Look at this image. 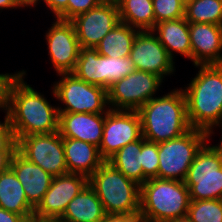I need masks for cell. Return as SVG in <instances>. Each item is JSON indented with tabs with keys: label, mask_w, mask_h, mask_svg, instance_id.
Listing matches in <instances>:
<instances>
[{
	"label": "cell",
	"mask_w": 222,
	"mask_h": 222,
	"mask_svg": "<svg viewBox=\"0 0 222 222\" xmlns=\"http://www.w3.org/2000/svg\"><path fill=\"white\" fill-rule=\"evenodd\" d=\"M26 71L12 82L8 117L16 140L32 134H51L59 130L58 106L49 104L44 95L24 81Z\"/></svg>",
	"instance_id": "1"
},
{
	"label": "cell",
	"mask_w": 222,
	"mask_h": 222,
	"mask_svg": "<svg viewBox=\"0 0 222 222\" xmlns=\"http://www.w3.org/2000/svg\"><path fill=\"white\" fill-rule=\"evenodd\" d=\"M195 67L198 73L183 89L187 117L191 128L205 131L210 140L213 128L222 125V65Z\"/></svg>",
	"instance_id": "2"
},
{
	"label": "cell",
	"mask_w": 222,
	"mask_h": 222,
	"mask_svg": "<svg viewBox=\"0 0 222 222\" xmlns=\"http://www.w3.org/2000/svg\"><path fill=\"white\" fill-rule=\"evenodd\" d=\"M145 140L161 143L176 138L191 129L187 117V102L183 89L152 98L137 110Z\"/></svg>",
	"instance_id": "3"
},
{
	"label": "cell",
	"mask_w": 222,
	"mask_h": 222,
	"mask_svg": "<svg viewBox=\"0 0 222 222\" xmlns=\"http://www.w3.org/2000/svg\"><path fill=\"white\" fill-rule=\"evenodd\" d=\"M189 188L184 181L152 178L140 186L142 222H166L187 216Z\"/></svg>",
	"instance_id": "4"
},
{
	"label": "cell",
	"mask_w": 222,
	"mask_h": 222,
	"mask_svg": "<svg viewBox=\"0 0 222 222\" xmlns=\"http://www.w3.org/2000/svg\"><path fill=\"white\" fill-rule=\"evenodd\" d=\"M106 214H139L140 186L105 161L89 178Z\"/></svg>",
	"instance_id": "5"
},
{
	"label": "cell",
	"mask_w": 222,
	"mask_h": 222,
	"mask_svg": "<svg viewBox=\"0 0 222 222\" xmlns=\"http://www.w3.org/2000/svg\"><path fill=\"white\" fill-rule=\"evenodd\" d=\"M207 141L205 131L191 128L179 137L158 143V178L184 181L198 151Z\"/></svg>",
	"instance_id": "6"
},
{
	"label": "cell",
	"mask_w": 222,
	"mask_h": 222,
	"mask_svg": "<svg viewBox=\"0 0 222 222\" xmlns=\"http://www.w3.org/2000/svg\"><path fill=\"white\" fill-rule=\"evenodd\" d=\"M57 76L61 78L54 82L52 93L64 104V108L58 106L59 112L98 114L110 110L104 87L86 83L73 73H60Z\"/></svg>",
	"instance_id": "7"
},
{
	"label": "cell",
	"mask_w": 222,
	"mask_h": 222,
	"mask_svg": "<svg viewBox=\"0 0 222 222\" xmlns=\"http://www.w3.org/2000/svg\"><path fill=\"white\" fill-rule=\"evenodd\" d=\"M184 183L190 200L222 199V160L207 142L190 165Z\"/></svg>",
	"instance_id": "8"
},
{
	"label": "cell",
	"mask_w": 222,
	"mask_h": 222,
	"mask_svg": "<svg viewBox=\"0 0 222 222\" xmlns=\"http://www.w3.org/2000/svg\"><path fill=\"white\" fill-rule=\"evenodd\" d=\"M163 80L158 75L134 70L107 89L110 109L137 111L156 96Z\"/></svg>",
	"instance_id": "9"
},
{
	"label": "cell",
	"mask_w": 222,
	"mask_h": 222,
	"mask_svg": "<svg viewBox=\"0 0 222 222\" xmlns=\"http://www.w3.org/2000/svg\"><path fill=\"white\" fill-rule=\"evenodd\" d=\"M17 151L53 177L68 173L63 137L59 132L21 137L17 141Z\"/></svg>",
	"instance_id": "10"
},
{
	"label": "cell",
	"mask_w": 222,
	"mask_h": 222,
	"mask_svg": "<svg viewBox=\"0 0 222 222\" xmlns=\"http://www.w3.org/2000/svg\"><path fill=\"white\" fill-rule=\"evenodd\" d=\"M142 137L140 116L137 111L109 110L105 113L102 140L99 153L108 161L125 145Z\"/></svg>",
	"instance_id": "11"
},
{
	"label": "cell",
	"mask_w": 222,
	"mask_h": 222,
	"mask_svg": "<svg viewBox=\"0 0 222 222\" xmlns=\"http://www.w3.org/2000/svg\"><path fill=\"white\" fill-rule=\"evenodd\" d=\"M80 47L96 48L103 37L120 21L115 0H104L98 6L71 20Z\"/></svg>",
	"instance_id": "12"
},
{
	"label": "cell",
	"mask_w": 222,
	"mask_h": 222,
	"mask_svg": "<svg viewBox=\"0 0 222 222\" xmlns=\"http://www.w3.org/2000/svg\"><path fill=\"white\" fill-rule=\"evenodd\" d=\"M87 185L88 178L80 174L67 173L53 177L49 189L34 209L33 218L57 221L68 203Z\"/></svg>",
	"instance_id": "13"
},
{
	"label": "cell",
	"mask_w": 222,
	"mask_h": 222,
	"mask_svg": "<svg viewBox=\"0 0 222 222\" xmlns=\"http://www.w3.org/2000/svg\"><path fill=\"white\" fill-rule=\"evenodd\" d=\"M45 40L52 66L57 74L72 73L80 53V45L71 21L55 18Z\"/></svg>",
	"instance_id": "14"
},
{
	"label": "cell",
	"mask_w": 222,
	"mask_h": 222,
	"mask_svg": "<svg viewBox=\"0 0 222 222\" xmlns=\"http://www.w3.org/2000/svg\"><path fill=\"white\" fill-rule=\"evenodd\" d=\"M135 70L149 72L162 79L174 74L175 62L152 31H139L130 52ZM165 76V77H164Z\"/></svg>",
	"instance_id": "15"
},
{
	"label": "cell",
	"mask_w": 222,
	"mask_h": 222,
	"mask_svg": "<svg viewBox=\"0 0 222 222\" xmlns=\"http://www.w3.org/2000/svg\"><path fill=\"white\" fill-rule=\"evenodd\" d=\"M191 61L198 65H222V25L189 22Z\"/></svg>",
	"instance_id": "16"
},
{
	"label": "cell",
	"mask_w": 222,
	"mask_h": 222,
	"mask_svg": "<svg viewBox=\"0 0 222 222\" xmlns=\"http://www.w3.org/2000/svg\"><path fill=\"white\" fill-rule=\"evenodd\" d=\"M105 113L59 112V130L63 138L85 141L99 148L102 140Z\"/></svg>",
	"instance_id": "17"
},
{
	"label": "cell",
	"mask_w": 222,
	"mask_h": 222,
	"mask_svg": "<svg viewBox=\"0 0 222 222\" xmlns=\"http://www.w3.org/2000/svg\"><path fill=\"white\" fill-rule=\"evenodd\" d=\"M10 168L21 182L29 204L35 209L49 189L53 176L18 151L12 156Z\"/></svg>",
	"instance_id": "18"
},
{
	"label": "cell",
	"mask_w": 222,
	"mask_h": 222,
	"mask_svg": "<svg viewBox=\"0 0 222 222\" xmlns=\"http://www.w3.org/2000/svg\"><path fill=\"white\" fill-rule=\"evenodd\" d=\"M66 167L68 173L89 178L105 161L97 146L85 141L63 138Z\"/></svg>",
	"instance_id": "19"
},
{
	"label": "cell",
	"mask_w": 222,
	"mask_h": 222,
	"mask_svg": "<svg viewBox=\"0 0 222 222\" xmlns=\"http://www.w3.org/2000/svg\"><path fill=\"white\" fill-rule=\"evenodd\" d=\"M152 32L173 60L174 53H180L191 60L189 22L184 17L159 22Z\"/></svg>",
	"instance_id": "20"
},
{
	"label": "cell",
	"mask_w": 222,
	"mask_h": 222,
	"mask_svg": "<svg viewBox=\"0 0 222 222\" xmlns=\"http://www.w3.org/2000/svg\"><path fill=\"white\" fill-rule=\"evenodd\" d=\"M105 215L100 199L88 184L68 203L56 222H100Z\"/></svg>",
	"instance_id": "21"
},
{
	"label": "cell",
	"mask_w": 222,
	"mask_h": 222,
	"mask_svg": "<svg viewBox=\"0 0 222 222\" xmlns=\"http://www.w3.org/2000/svg\"><path fill=\"white\" fill-rule=\"evenodd\" d=\"M0 208L24 216L27 220L34 216V208L29 204L23 186L11 168L0 173Z\"/></svg>",
	"instance_id": "22"
},
{
	"label": "cell",
	"mask_w": 222,
	"mask_h": 222,
	"mask_svg": "<svg viewBox=\"0 0 222 222\" xmlns=\"http://www.w3.org/2000/svg\"><path fill=\"white\" fill-rule=\"evenodd\" d=\"M72 73L86 83L98 85L107 90L106 56L99 55L95 48L80 47Z\"/></svg>",
	"instance_id": "23"
},
{
	"label": "cell",
	"mask_w": 222,
	"mask_h": 222,
	"mask_svg": "<svg viewBox=\"0 0 222 222\" xmlns=\"http://www.w3.org/2000/svg\"><path fill=\"white\" fill-rule=\"evenodd\" d=\"M138 32V29L120 22L103 37L95 49L101 56L113 58L130 56Z\"/></svg>",
	"instance_id": "24"
},
{
	"label": "cell",
	"mask_w": 222,
	"mask_h": 222,
	"mask_svg": "<svg viewBox=\"0 0 222 222\" xmlns=\"http://www.w3.org/2000/svg\"><path fill=\"white\" fill-rule=\"evenodd\" d=\"M142 137L118 150L107 162L139 186L147 181L143 175Z\"/></svg>",
	"instance_id": "25"
},
{
	"label": "cell",
	"mask_w": 222,
	"mask_h": 222,
	"mask_svg": "<svg viewBox=\"0 0 222 222\" xmlns=\"http://www.w3.org/2000/svg\"><path fill=\"white\" fill-rule=\"evenodd\" d=\"M120 21L139 31H152L155 15L152 0H115Z\"/></svg>",
	"instance_id": "26"
},
{
	"label": "cell",
	"mask_w": 222,
	"mask_h": 222,
	"mask_svg": "<svg viewBox=\"0 0 222 222\" xmlns=\"http://www.w3.org/2000/svg\"><path fill=\"white\" fill-rule=\"evenodd\" d=\"M184 18L191 23L222 25V0H188Z\"/></svg>",
	"instance_id": "27"
},
{
	"label": "cell",
	"mask_w": 222,
	"mask_h": 222,
	"mask_svg": "<svg viewBox=\"0 0 222 222\" xmlns=\"http://www.w3.org/2000/svg\"><path fill=\"white\" fill-rule=\"evenodd\" d=\"M187 216L193 222H222V199L191 200Z\"/></svg>",
	"instance_id": "28"
},
{
	"label": "cell",
	"mask_w": 222,
	"mask_h": 222,
	"mask_svg": "<svg viewBox=\"0 0 222 222\" xmlns=\"http://www.w3.org/2000/svg\"><path fill=\"white\" fill-rule=\"evenodd\" d=\"M155 15V25L166 20H174L184 17V0H152Z\"/></svg>",
	"instance_id": "29"
},
{
	"label": "cell",
	"mask_w": 222,
	"mask_h": 222,
	"mask_svg": "<svg viewBox=\"0 0 222 222\" xmlns=\"http://www.w3.org/2000/svg\"><path fill=\"white\" fill-rule=\"evenodd\" d=\"M107 68V89L116 81L128 76L135 70L133 61L130 56L122 58H113L106 56Z\"/></svg>",
	"instance_id": "30"
},
{
	"label": "cell",
	"mask_w": 222,
	"mask_h": 222,
	"mask_svg": "<svg viewBox=\"0 0 222 222\" xmlns=\"http://www.w3.org/2000/svg\"><path fill=\"white\" fill-rule=\"evenodd\" d=\"M142 167L143 175L149 180L152 178H158V167H159V157H158V143L150 142L144 139L142 136Z\"/></svg>",
	"instance_id": "31"
},
{
	"label": "cell",
	"mask_w": 222,
	"mask_h": 222,
	"mask_svg": "<svg viewBox=\"0 0 222 222\" xmlns=\"http://www.w3.org/2000/svg\"><path fill=\"white\" fill-rule=\"evenodd\" d=\"M103 1L104 0H68L67 8L57 17V19L71 21L76 16L86 13Z\"/></svg>",
	"instance_id": "32"
},
{
	"label": "cell",
	"mask_w": 222,
	"mask_h": 222,
	"mask_svg": "<svg viewBox=\"0 0 222 222\" xmlns=\"http://www.w3.org/2000/svg\"><path fill=\"white\" fill-rule=\"evenodd\" d=\"M0 151H17V140L9 123L8 113L0 121Z\"/></svg>",
	"instance_id": "33"
},
{
	"label": "cell",
	"mask_w": 222,
	"mask_h": 222,
	"mask_svg": "<svg viewBox=\"0 0 222 222\" xmlns=\"http://www.w3.org/2000/svg\"><path fill=\"white\" fill-rule=\"evenodd\" d=\"M21 72L22 71H18L15 72V74H0V110H4V113H8L9 91L11 84Z\"/></svg>",
	"instance_id": "34"
},
{
	"label": "cell",
	"mask_w": 222,
	"mask_h": 222,
	"mask_svg": "<svg viewBox=\"0 0 222 222\" xmlns=\"http://www.w3.org/2000/svg\"><path fill=\"white\" fill-rule=\"evenodd\" d=\"M100 222H142L139 214H106Z\"/></svg>",
	"instance_id": "35"
},
{
	"label": "cell",
	"mask_w": 222,
	"mask_h": 222,
	"mask_svg": "<svg viewBox=\"0 0 222 222\" xmlns=\"http://www.w3.org/2000/svg\"><path fill=\"white\" fill-rule=\"evenodd\" d=\"M43 2L54 14V18H57L68 5V0H43Z\"/></svg>",
	"instance_id": "36"
},
{
	"label": "cell",
	"mask_w": 222,
	"mask_h": 222,
	"mask_svg": "<svg viewBox=\"0 0 222 222\" xmlns=\"http://www.w3.org/2000/svg\"><path fill=\"white\" fill-rule=\"evenodd\" d=\"M24 216L0 208V222H26Z\"/></svg>",
	"instance_id": "37"
},
{
	"label": "cell",
	"mask_w": 222,
	"mask_h": 222,
	"mask_svg": "<svg viewBox=\"0 0 222 222\" xmlns=\"http://www.w3.org/2000/svg\"><path fill=\"white\" fill-rule=\"evenodd\" d=\"M15 152L16 151H0V173L10 168L11 159Z\"/></svg>",
	"instance_id": "38"
},
{
	"label": "cell",
	"mask_w": 222,
	"mask_h": 222,
	"mask_svg": "<svg viewBox=\"0 0 222 222\" xmlns=\"http://www.w3.org/2000/svg\"><path fill=\"white\" fill-rule=\"evenodd\" d=\"M17 8H22V7H36L39 3L40 0H13Z\"/></svg>",
	"instance_id": "39"
},
{
	"label": "cell",
	"mask_w": 222,
	"mask_h": 222,
	"mask_svg": "<svg viewBox=\"0 0 222 222\" xmlns=\"http://www.w3.org/2000/svg\"><path fill=\"white\" fill-rule=\"evenodd\" d=\"M4 8L16 10L17 7L13 0H0V10H3Z\"/></svg>",
	"instance_id": "40"
},
{
	"label": "cell",
	"mask_w": 222,
	"mask_h": 222,
	"mask_svg": "<svg viewBox=\"0 0 222 222\" xmlns=\"http://www.w3.org/2000/svg\"><path fill=\"white\" fill-rule=\"evenodd\" d=\"M222 127V125H221ZM222 129V128H221ZM222 132V131H221ZM222 136V135H221ZM211 147L217 152L218 156L220 157V159L222 160V137H221V141L220 143L216 144V145H212Z\"/></svg>",
	"instance_id": "41"
},
{
	"label": "cell",
	"mask_w": 222,
	"mask_h": 222,
	"mask_svg": "<svg viewBox=\"0 0 222 222\" xmlns=\"http://www.w3.org/2000/svg\"><path fill=\"white\" fill-rule=\"evenodd\" d=\"M166 222H193L188 216L182 217V218H178L175 220H170V221H166Z\"/></svg>",
	"instance_id": "42"
},
{
	"label": "cell",
	"mask_w": 222,
	"mask_h": 222,
	"mask_svg": "<svg viewBox=\"0 0 222 222\" xmlns=\"http://www.w3.org/2000/svg\"><path fill=\"white\" fill-rule=\"evenodd\" d=\"M26 222H56V221H53V220H38V219L32 218V219L27 220Z\"/></svg>",
	"instance_id": "43"
}]
</instances>
